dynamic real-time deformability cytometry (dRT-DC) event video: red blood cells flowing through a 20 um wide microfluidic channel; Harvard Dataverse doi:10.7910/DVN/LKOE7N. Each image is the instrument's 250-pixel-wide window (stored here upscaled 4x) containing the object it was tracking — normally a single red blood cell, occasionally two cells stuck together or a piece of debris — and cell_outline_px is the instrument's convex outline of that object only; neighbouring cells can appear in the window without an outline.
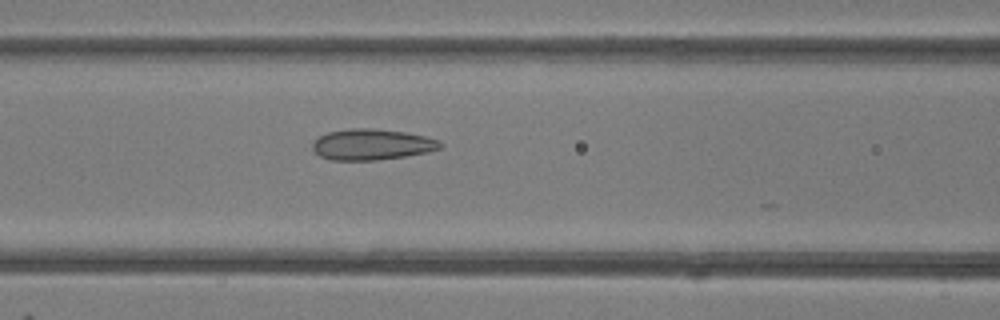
{"species": "common noctule bat (a hibernating species)", "species_latin": "Nyctalus noctula", "temperature_condition": "room temperature", "stored_images_in_passage": 12, "camera_frame_rate_fps": 3000, "um_per_image_px": 0.085, "animal": {"sex": "female"}, "frame": {"image": 1, "passage_image": 5, "time_ms": 1.333, "image_size_px": [1000, 320], "cell_outline_px": [[444, 144], [440, 148], [428, 152], [404, 156], [376, 160], [332, 160], [320, 156], [312, 148], [312, 144], [320, 136], [328, 132], [348, 128], [372, 128], [404, 132], [424, 136], [440, 140]], "centroid_in_image_um": [31.62, 12.27], "position_along_channel_um": 135.0, "area_um2": 22.95}}
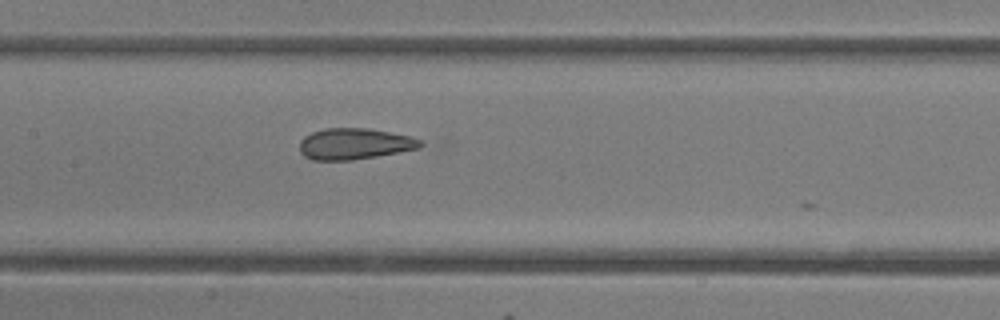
{"frame": {"image": 2, "passage_image": 8, "time_ms": 2.333, "image_size_px": [1000, 320], "cell_outline_px": [[424, 144], [420, 148], [400, 152], [352, 160], [312, 160], [304, 156], [300, 152], [300, 140], [304, 136], [312, 132], [324, 128], [368, 128], [408, 136], [420, 140]], "centroid_in_image_um": [30.1, 12.23], "position_along_channel_um": 177.3, "area_um2": 21.91}}
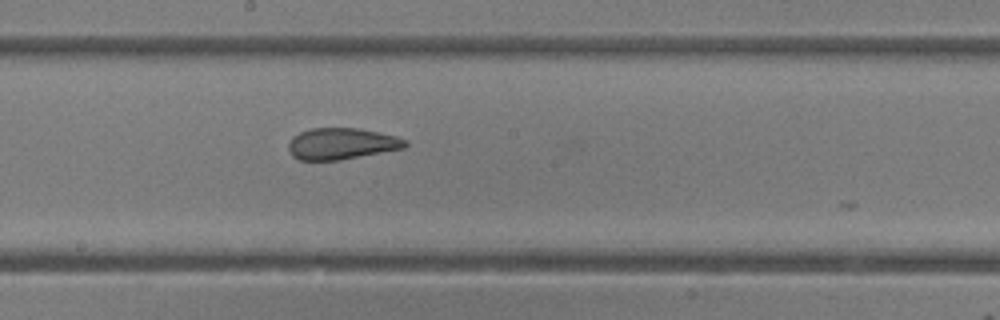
{"frame": {"image": 3, "passage_image": 11, "time_ms": 3.333, "image_size_px": [1000, 320], "cell_outline_px": [[408, 144], [404, 148], [340, 160], [300, 160], [292, 156], [288, 152], [288, 144], [292, 136], [300, 132], [312, 128], [360, 128], [396, 136], [408, 140]], "centroid_in_image_um": [29.02, 12.21], "position_along_channel_um": 219.2, "area_um2": 21.5}}